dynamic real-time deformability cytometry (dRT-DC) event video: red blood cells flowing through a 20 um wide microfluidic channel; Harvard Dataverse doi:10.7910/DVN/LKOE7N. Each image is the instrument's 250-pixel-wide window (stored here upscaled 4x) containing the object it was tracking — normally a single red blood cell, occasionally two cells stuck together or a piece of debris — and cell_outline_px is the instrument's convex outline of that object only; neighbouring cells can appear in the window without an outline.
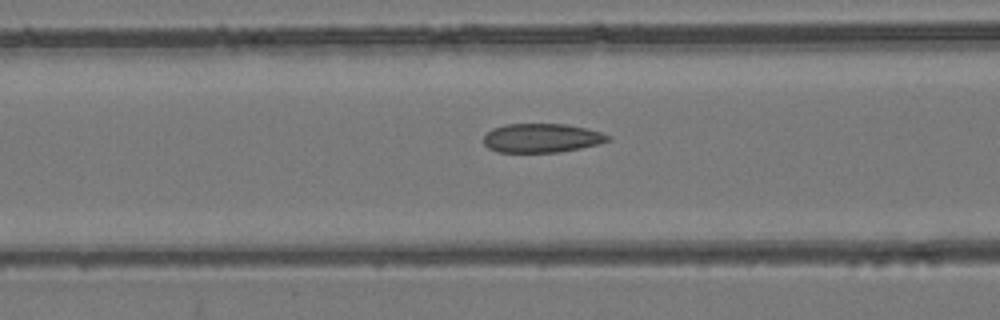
{"species": "common noctule bat (a hibernating species)", "species_latin": "Nyctalus noctula", "temperature_condition": "room temperature", "stored_images_in_passage": 38, "camera_frame_rate_fps": 3000, "um_per_image_px": 0.085, "animal": {"sex": "female", "body_mass_g": 24.6, "forearm_length_mm": 56.2}, "frame": {"image": 1, "passage_image": 18, "time_ms": 5.667, "image_size_px": [1000, 320], "cell_outline_px": [[608, 140], [600, 144], [560, 152], [496, 152], [488, 148], [484, 144], [484, 136], [492, 128], [504, 124], [568, 124], [600, 132], [608, 136]], "centroid_in_image_um": [46.0, 11.73], "position_along_channel_um": 120.6, "area_um2": 20.92}}
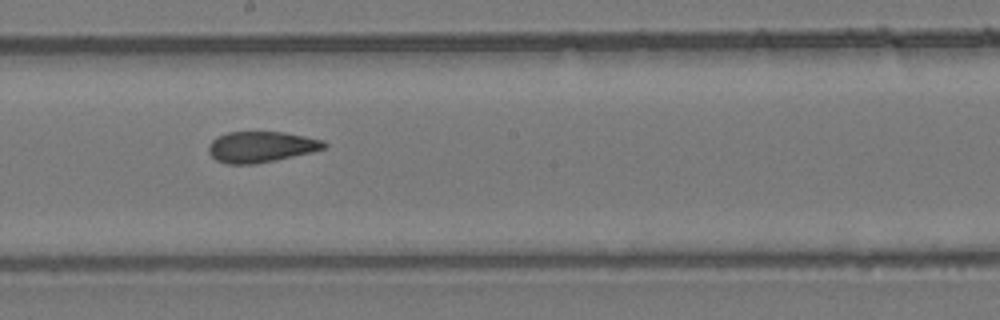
{"frame": {"image": 2, "passage_image": 26, "time_ms": 8.333, "image_size_px": [1000, 320], "cell_outline_px": [[328, 144], [324, 148], [312, 152], [276, 160], [256, 164], [228, 164], [216, 160], [208, 152], [208, 144], [212, 140], [228, 132], [284, 132], [324, 140]], "centroid_in_image_um": [22.19, 12.49], "position_along_channel_um": 226.0, "area_um2": 20.81}}
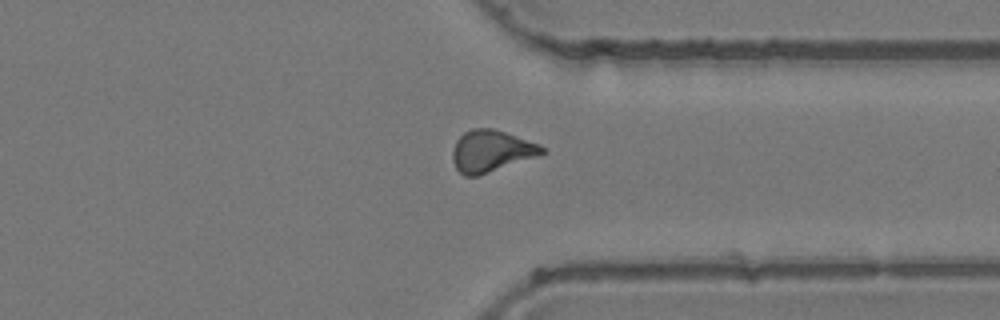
{"frame": {"image": 3, "passage_image": 37, "time_ms": 12.0, "image_size_px": [1000, 320], "cell_outline_px": [[548, 152], [540, 156], [480, 176], [464, 176], [456, 168], [452, 160], [452, 152], [456, 140], [464, 132], [472, 128], [492, 128], [540, 144]], "centroid_in_image_um": [41.78, 12.86], "position_along_channel_um": 369.6, "area_um2": 22.08}}